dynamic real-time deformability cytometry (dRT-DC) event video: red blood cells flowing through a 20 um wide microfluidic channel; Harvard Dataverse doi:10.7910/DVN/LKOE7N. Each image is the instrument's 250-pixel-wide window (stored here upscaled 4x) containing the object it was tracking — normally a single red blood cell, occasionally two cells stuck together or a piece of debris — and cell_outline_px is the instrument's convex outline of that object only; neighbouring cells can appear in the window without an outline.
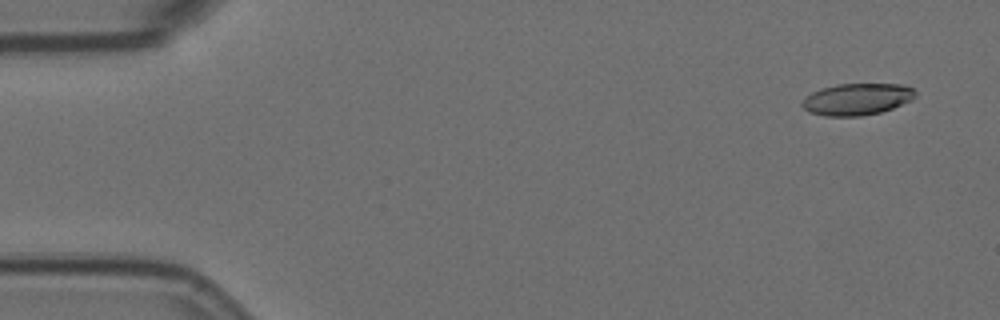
{"species": "Egyptian fruit bat (a non-hibernating species)", "species_latin": "Rousettus aegyptiacus", "temperature_condition": "room temperature", "stored_images_in_passage": 5, "camera_frame_rate_fps": 3000, "um_per_image_px": 0.085, "animal": {"sex": "female"}, "frame": {"image": 1, "passage_image": 1, "time_ms": 0.0, "image_size_px": [1000, 320], "cell_outline_px": [[916, 96], [912, 100], [892, 108], [880, 112], [860, 116], [824, 116], [808, 112], [800, 104], [812, 92], [820, 88], [836, 84], [904, 84], [912, 88], [916, 92]], "centroid_in_image_um": [72.85, 8.43], "position_along_channel_um": 12.2, "area_um2": 20.98}}
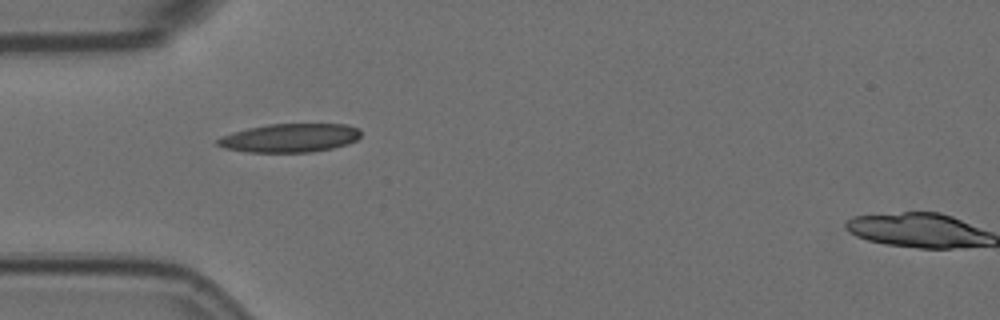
{"frame": {"image": 2, "passage_image": 5, "time_ms": 1.333, "image_size_px": [1000, 320], "cell_outline_px": [[360, 136], [356, 140], [348, 144], [332, 148], [312, 152], [248, 152], [224, 148], [216, 144], [216, 140], [220, 136], [232, 132], [248, 128], [268, 124], [348, 124], [360, 128]], "centroid_in_image_um": [24.64, 11.72], "position_along_channel_um": 60.4, "area_um2": 24.04}}